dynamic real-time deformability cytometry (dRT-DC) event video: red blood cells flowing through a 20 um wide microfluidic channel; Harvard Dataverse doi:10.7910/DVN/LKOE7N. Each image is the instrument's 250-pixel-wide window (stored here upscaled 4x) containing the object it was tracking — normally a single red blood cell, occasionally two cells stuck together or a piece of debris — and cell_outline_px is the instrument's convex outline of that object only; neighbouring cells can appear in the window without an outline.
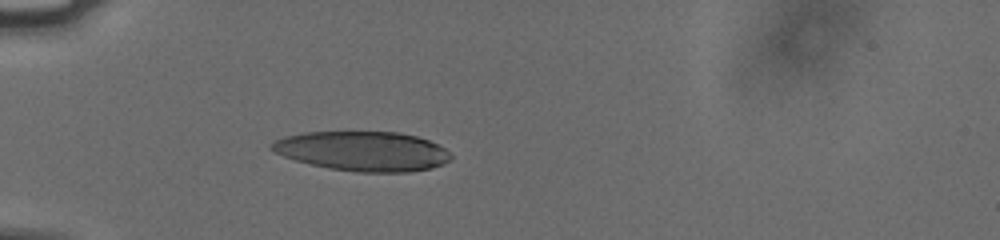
{"species": "human", "species_latin": "Homo sapiens", "temperature_condition": "cold", "stored_images_in_passage": 39, "camera_frame_rate_fps": 3000, "um_per_image_px": 0.085, "donor": {"sex": "male"}, "frame": {"image": 1, "passage_image": 6, "time_ms": 1.667, "image_size_px": [1000, 240], "cell_outline_px": [[452, 156], [444, 164], [432, 168], [408, 172], [356, 172], [328, 168], [296, 160], [284, 156], [268, 148], [268, 144], [284, 136], [304, 132], [400, 132], [416, 136], [440, 144]], "centroid_in_image_um": [30.83, 12.84], "position_along_channel_um": 54.2, "area_um2": 41.44}}
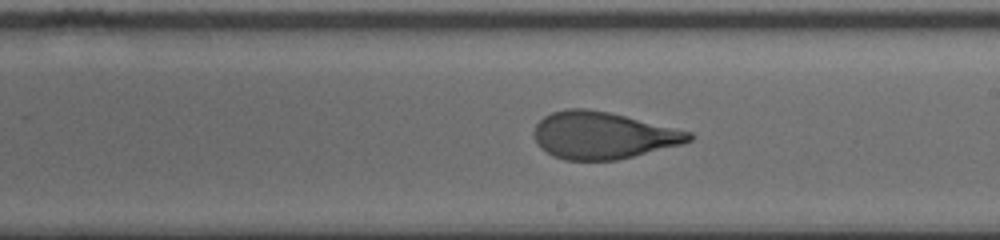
{"frame": {"image": 2, "passage_image": 21, "time_ms": 6.667, "image_size_px": [1000, 240], "cell_outline_px": [[692, 140], [684, 144], [616, 160], [564, 160], [552, 156], [540, 148], [536, 144], [532, 132], [536, 124], [544, 116], [552, 112], [568, 108], [584, 108], [608, 112], [692, 132]], "centroid_in_image_um": [51.2, 11.51], "position_along_channel_um": 237.8, "area_um2": 42.54}}
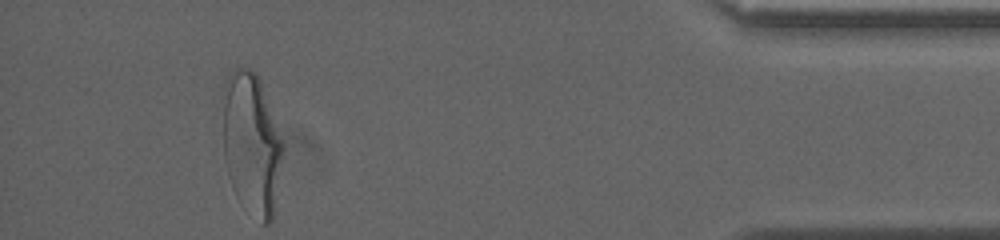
{"frame": {"image": 3, "passage_image": 39, "time_ms": 12.667, "image_size_px": [1000, 240], "cell_outline_px": [[284, 148], [272, 220], [268, 224], [264, 224], [236, 196], [232, 188], [228, 176], [224, 160], [224, 80], [236, 68], [248, 68], [256, 72], [260, 80], [284, 144]], "centroid_in_image_um": [21.38, 12.19], "position_along_channel_um": 413.8, "area_um2": 49.01}, "authors_computed_cell_mechanics": {"area_um2": 43.2344, "velocity_mm_per_s": 3.7751, "shape_relaxation_time_tau1_ms": 4.6529, "shape_relaxation_time_tau2_ms": 1.0595, "deformation_change_tau1": 0.2019, "deformation_change_tau2": 0.0834}}